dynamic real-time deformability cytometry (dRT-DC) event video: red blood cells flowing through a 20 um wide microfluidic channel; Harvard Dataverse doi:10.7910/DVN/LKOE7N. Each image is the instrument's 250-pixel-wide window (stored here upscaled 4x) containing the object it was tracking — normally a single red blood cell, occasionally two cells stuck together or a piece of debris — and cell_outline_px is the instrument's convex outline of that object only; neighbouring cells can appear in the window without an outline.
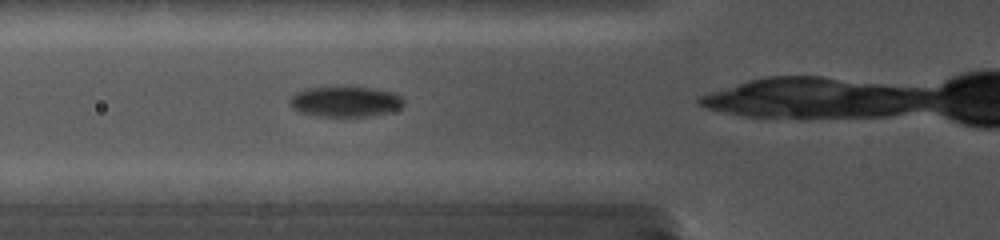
{"species": "common noctule bat (a hibernating species)", "species_latin": "Nyctalus noctula", "temperature_condition": "cold", "stored_images_in_passage": 34, "camera_frame_rate_fps": 5000, "um_per_image_px": 0.085, "animal": {"sex": "female", "body_mass_g": 19.0, "forearm_length_mm": 56.7}, "frame": {"image": 1, "passage_image": 3, "time_ms": 1.4, "image_size_px": [1000, 240], "cell_outline_px": [[404, 104], [400, 108], [388, 112], [368, 116], [320, 116], [296, 112], [288, 104], [288, 100], [296, 92], [308, 88], [336, 84], [348, 84], [372, 88], [392, 92], [400, 96], [404, 100]], "centroid_in_image_um": [29.29, 8.58], "position_along_channel_um": 96.5, "area_um2": 21.1}}
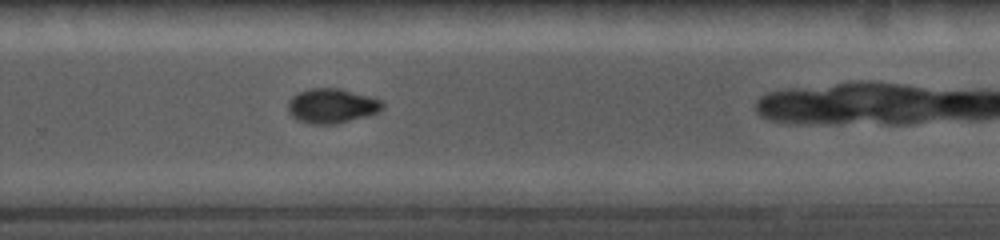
{"frame": {"image": 2, "passage_image": 18, "time_ms": 6.8, "image_size_px": [1000, 240], "cell_outline_px": [[384, 108], [376, 112], [364, 116], [332, 124], [312, 124], [300, 120], [292, 116], [288, 112], [288, 104], [292, 96], [296, 92], [312, 88], [340, 88], [368, 96], [380, 100], [384, 104]], "centroid_in_image_um": [28.16, 8.98], "position_along_channel_um": 301.6, "area_um2": 18.73}}
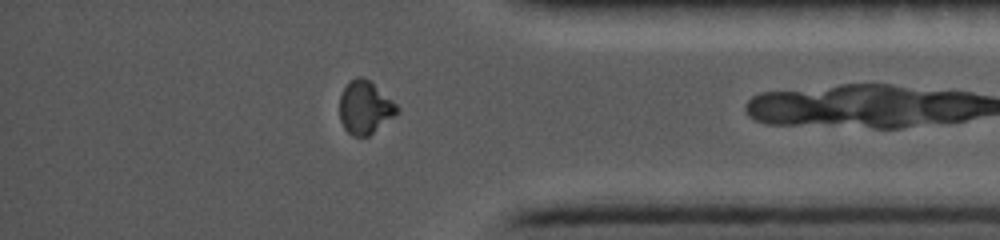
{"frame": {"image": 3, "passage_image": 29, "time_ms": 9.6, "image_size_px": [1000, 240], "cell_outline_px": [[400, 112], [368, 136], [352, 136], [344, 128], [340, 120], [340, 96], [344, 88], [356, 76], [360, 76], [368, 80], [396, 104], [400, 108]], "centroid_in_image_um": [31.02, 9.16], "position_along_channel_um": 404.2, "area_um2": 17.46}}